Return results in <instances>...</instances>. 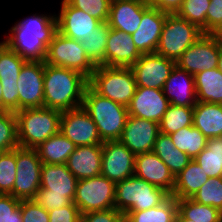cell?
Listing matches in <instances>:
<instances>
[{"label": "cell", "mask_w": 222, "mask_h": 222, "mask_svg": "<svg viewBox=\"0 0 222 222\" xmlns=\"http://www.w3.org/2000/svg\"><path fill=\"white\" fill-rule=\"evenodd\" d=\"M25 59L0 42V82L17 83Z\"/></svg>", "instance_id": "8d00e7d4"}, {"label": "cell", "mask_w": 222, "mask_h": 222, "mask_svg": "<svg viewBox=\"0 0 222 222\" xmlns=\"http://www.w3.org/2000/svg\"><path fill=\"white\" fill-rule=\"evenodd\" d=\"M218 35H219V37H220V39L222 41V31Z\"/></svg>", "instance_id": "11a10c76"}, {"label": "cell", "mask_w": 222, "mask_h": 222, "mask_svg": "<svg viewBox=\"0 0 222 222\" xmlns=\"http://www.w3.org/2000/svg\"><path fill=\"white\" fill-rule=\"evenodd\" d=\"M194 161L209 178L222 177V137L207 139L206 147Z\"/></svg>", "instance_id": "1f68e13d"}, {"label": "cell", "mask_w": 222, "mask_h": 222, "mask_svg": "<svg viewBox=\"0 0 222 222\" xmlns=\"http://www.w3.org/2000/svg\"><path fill=\"white\" fill-rule=\"evenodd\" d=\"M2 83L0 82V112H3Z\"/></svg>", "instance_id": "db71d44e"}, {"label": "cell", "mask_w": 222, "mask_h": 222, "mask_svg": "<svg viewBox=\"0 0 222 222\" xmlns=\"http://www.w3.org/2000/svg\"><path fill=\"white\" fill-rule=\"evenodd\" d=\"M102 144L76 146L66 162L69 171L77 178H86L101 175Z\"/></svg>", "instance_id": "d4e9b609"}, {"label": "cell", "mask_w": 222, "mask_h": 222, "mask_svg": "<svg viewBox=\"0 0 222 222\" xmlns=\"http://www.w3.org/2000/svg\"><path fill=\"white\" fill-rule=\"evenodd\" d=\"M170 197L159 188L135 175L116 183L115 209L125 214L127 211H142L161 205Z\"/></svg>", "instance_id": "5b68a950"}, {"label": "cell", "mask_w": 222, "mask_h": 222, "mask_svg": "<svg viewBox=\"0 0 222 222\" xmlns=\"http://www.w3.org/2000/svg\"><path fill=\"white\" fill-rule=\"evenodd\" d=\"M221 45L218 34H203L180 56L176 65L193 76L217 68Z\"/></svg>", "instance_id": "8fae6325"}, {"label": "cell", "mask_w": 222, "mask_h": 222, "mask_svg": "<svg viewBox=\"0 0 222 222\" xmlns=\"http://www.w3.org/2000/svg\"><path fill=\"white\" fill-rule=\"evenodd\" d=\"M198 102L222 104V73L218 68L194 75Z\"/></svg>", "instance_id": "f1b7e54d"}, {"label": "cell", "mask_w": 222, "mask_h": 222, "mask_svg": "<svg viewBox=\"0 0 222 222\" xmlns=\"http://www.w3.org/2000/svg\"><path fill=\"white\" fill-rule=\"evenodd\" d=\"M76 145L61 132L49 137L37 148L38 156L45 164H66Z\"/></svg>", "instance_id": "83f0119b"}, {"label": "cell", "mask_w": 222, "mask_h": 222, "mask_svg": "<svg viewBox=\"0 0 222 222\" xmlns=\"http://www.w3.org/2000/svg\"><path fill=\"white\" fill-rule=\"evenodd\" d=\"M116 183L98 175L78 180L73 202L82 214L115 208Z\"/></svg>", "instance_id": "9c48e42d"}, {"label": "cell", "mask_w": 222, "mask_h": 222, "mask_svg": "<svg viewBox=\"0 0 222 222\" xmlns=\"http://www.w3.org/2000/svg\"><path fill=\"white\" fill-rule=\"evenodd\" d=\"M153 152L165 163L176 177L191 161V158L174 146L169 135L159 133Z\"/></svg>", "instance_id": "f546056e"}, {"label": "cell", "mask_w": 222, "mask_h": 222, "mask_svg": "<svg viewBox=\"0 0 222 222\" xmlns=\"http://www.w3.org/2000/svg\"><path fill=\"white\" fill-rule=\"evenodd\" d=\"M135 154L120 141L102 144L101 175L114 183L134 175Z\"/></svg>", "instance_id": "9a60e30c"}, {"label": "cell", "mask_w": 222, "mask_h": 222, "mask_svg": "<svg viewBox=\"0 0 222 222\" xmlns=\"http://www.w3.org/2000/svg\"><path fill=\"white\" fill-rule=\"evenodd\" d=\"M56 15H37L11 27L3 43L26 61L45 62L47 47L57 32Z\"/></svg>", "instance_id": "6da1fadb"}, {"label": "cell", "mask_w": 222, "mask_h": 222, "mask_svg": "<svg viewBox=\"0 0 222 222\" xmlns=\"http://www.w3.org/2000/svg\"><path fill=\"white\" fill-rule=\"evenodd\" d=\"M82 108L96 124L102 142L120 140L128 117L126 106L101 96L88 85Z\"/></svg>", "instance_id": "3957f363"}, {"label": "cell", "mask_w": 222, "mask_h": 222, "mask_svg": "<svg viewBox=\"0 0 222 222\" xmlns=\"http://www.w3.org/2000/svg\"><path fill=\"white\" fill-rule=\"evenodd\" d=\"M149 0L111 1L108 25L132 35L140 26L143 13L150 7Z\"/></svg>", "instance_id": "d6986e66"}, {"label": "cell", "mask_w": 222, "mask_h": 222, "mask_svg": "<svg viewBox=\"0 0 222 222\" xmlns=\"http://www.w3.org/2000/svg\"><path fill=\"white\" fill-rule=\"evenodd\" d=\"M72 7L89 13L92 17L107 22L112 0H66Z\"/></svg>", "instance_id": "b9f144b4"}, {"label": "cell", "mask_w": 222, "mask_h": 222, "mask_svg": "<svg viewBox=\"0 0 222 222\" xmlns=\"http://www.w3.org/2000/svg\"><path fill=\"white\" fill-rule=\"evenodd\" d=\"M134 175L163 188L170 195L173 192L175 176L153 151L135 155Z\"/></svg>", "instance_id": "ffe728a7"}, {"label": "cell", "mask_w": 222, "mask_h": 222, "mask_svg": "<svg viewBox=\"0 0 222 222\" xmlns=\"http://www.w3.org/2000/svg\"><path fill=\"white\" fill-rule=\"evenodd\" d=\"M16 169V148L0 152V194L12 195Z\"/></svg>", "instance_id": "ab89813d"}, {"label": "cell", "mask_w": 222, "mask_h": 222, "mask_svg": "<svg viewBox=\"0 0 222 222\" xmlns=\"http://www.w3.org/2000/svg\"><path fill=\"white\" fill-rule=\"evenodd\" d=\"M174 222H194V221L185 219L179 212H177Z\"/></svg>", "instance_id": "f5cc1de1"}, {"label": "cell", "mask_w": 222, "mask_h": 222, "mask_svg": "<svg viewBox=\"0 0 222 222\" xmlns=\"http://www.w3.org/2000/svg\"><path fill=\"white\" fill-rule=\"evenodd\" d=\"M218 70L222 73V45L220 46L219 49V57H218Z\"/></svg>", "instance_id": "816d5d0a"}, {"label": "cell", "mask_w": 222, "mask_h": 222, "mask_svg": "<svg viewBox=\"0 0 222 222\" xmlns=\"http://www.w3.org/2000/svg\"><path fill=\"white\" fill-rule=\"evenodd\" d=\"M49 222H81V213L74 202L48 211Z\"/></svg>", "instance_id": "bcb514c9"}, {"label": "cell", "mask_w": 222, "mask_h": 222, "mask_svg": "<svg viewBox=\"0 0 222 222\" xmlns=\"http://www.w3.org/2000/svg\"><path fill=\"white\" fill-rule=\"evenodd\" d=\"M45 63L75 70L88 79L96 68L79 41L68 38L58 31L47 47Z\"/></svg>", "instance_id": "ba28073f"}, {"label": "cell", "mask_w": 222, "mask_h": 222, "mask_svg": "<svg viewBox=\"0 0 222 222\" xmlns=\"http://www.w3.org/2000/svg\"><path fill=\"white\" fill-rule=\"evenodd\" d=\"M222 31V0H211L206 15V34Z\"/></svg>", "instance_id": "f6af8a7d"}, {"label": "cell", "mask_w": 222, "mask_h": 222, "mask_svg": "<svg viewBox=\"0 0 222 222\" xmlns=\"http://www.w3.org/2000/svg\"><path fill=\"white\" fill-rule=\"evenodd\" d=\"M174 146L181 152L186 153L191 160L206 147L207 138L193 125L184 127L169 135Z\"/></svg>", "instance_id": "836d02e7"}, {"label": "cell", "mask_w": 222, "mask_h": 222, "mask_svg": "<svg viewBox=\"0 0 222 222\" xmlns=\"http://www.w3.org/2000/svg\"><path fill=\"white\" fill-rule=\"evenodd\" d=\"M184 0H149L152 7L168 13L175 14L180 9Z\"/></svg>", "instance_id": "f907efd6"}, {"label": "cell", "mask_w": 222, "mask_h": 222, "mask_svg": "<svg viewBox=\"0 0 222 222\" xmlns=\"http://www.w3.org/2000/svg\"><path fill=\"white\" fill-rule=\"evenodd\" d=\"M203 34L195 24L179 17L176 13H167L156 53L176 62Z\"/></svg>", "instance_id": "52a82bcc"}, {"label": "cell", "mask_w": 222, "mask_h": 222, "mask_svg": "<svg viewBox=\"0 0 222 222\" xmlns=\"http://www.w3.org/2000/svg\"><path fill=\"white\" fill-rule=\"evenodd\" d=\"M34 200L47 211L65 207L73 202L70 198L57 194H37Z\"/></svg>", "instance_id": "c3c4849f"}, {"label": "cell", "mask_w": 222, "mask_h": 222, "mask_svg": "<svg viewBox=\"0 0 222 222\" xmlns=\"http://www.w3.org/2000/svg\"><path fill=\"white\" fill-rule=\"evenodd\" d=\"M15 113L19 147L35 149L60 132L61 111L40 107L22 109Z\"/></svg>", "instance_id": "277c9868"}, {"label": "cell", "mask_w": 222, "mask_h": 222, "mask_svg": "<svg viewBox=\"0 0 222 222\" xmlns=\"http://www.w3.org/2000/svg\"><path fill=\"white\" fill-rule=\"evenodd\" d=\"M16 166L12 196L19 200H34L40 189L42 169L37 150L17 147Z\"/></svg>", "instance_id": "30bf717a"}, {"label": "cell", "mask_w": 222, "mask_h": 222, "mask_svg": "<svg viewBox=\"0 0 222 222\" xmlns=\"http://www.w3.org/2000/svg\"><path fill=\"white\" fill-rule=\"evenodd\" d=\"M162 90L171 105L194 107L198 102L194 76L177 65L172 69Z\"/></svg>", "instance_id": "cb8c5ba5"}, {"label": "cell", "mask_w": 222, "mask_h": 222, "mask_svg": "<svg viewBox=\"0 0 222 222\" xmlns=\"http://www.w3.org/2000/svg\"><path fill=\"white\" fill-rule=\"evenodd\" d=\"M177 212V199L170 196L159 206L142 211H127L125 219L126 222H174Z\"/></svg>", "instance_id": "4dcf8cb0"}, {"label": "cell", "mask_w": 222, "mask_h": 222, "mask_svg": "<svg viewBox=\"0 0 222 222\" xmlns=\"http://www.w3.org/2000/svg\"><path fill=\"white\" fill-rule=\"evenodd\" d=\"M193 108L169 105L159 122L160 133L170 135L193 125Z\"/></svg>", "instance_id": "d590c367"}, {"label": "cell", "mask_w": 222, "mask_h": 222, "mask_svg": "<svg viewBox=\"0 0 222 222\" xmlns=\"http://www.w3.org/2000/svg\"><path fill=\"white\" fill-rule=\"evenodd\" d=\"M23 222H49L48 211L35 200H21Z\"/></svg>", "instance_id": "ee69618b"}, {"label": "cell", "mask_w": 222, "mask_h": 222, "mask_svg": "<svg viewBox=\"0 0 222 222\" xmlns=\"http://www.w3.org/2000/svg\"><path fill=\"white\" fill-rule=\"evenodd\" d=\"M60 132L76 146L103 144L96 124L82 107L61 113Z\"/></svg>", "instance_id": "5bb4252c"}, {"label": "cell", "mask_w": 222, "mask_h": 222, "mask_svg": "<svg viewBox=\"0 0 222 222\" xmlns=\"http://www.w3.org/2000/svg\"><path fill=\"white\" fill-rule=\"evenodd\" d=\"M141 55L131 35L110 28L105 49V66L131 67Z\"/></svg>", "instance_id": "7402d4cb"}, {"label": "cell", "mask_w": 222, "mask_h": 222, "mask_svg": "<svg viewBox=\"0 0 222 222\" xmlns=\"http://www.w3.org/2000/svg\"><path fill=\"white\" fill-rule=\"evenodd\" d=\"M89 86L101 96L128 106L134 96L137 84L130 67L96 66L89 78Z\"/></svg>", "instance_id": "8992f818"}, {"label": "cell", "mask_w": 222, "mask_h": 222, "mask_svg": "<svg viewBox=\"0 0 222 222\" xmlns=\"http://www.w3.org/2000/svg\"><path fill=\"white\" fill-rule=\"evenodd\" d=\"M88 85L80 72L44 62V107L61 112L82 107Z\"/></svg>", "instance_id": "7a4b0ae2"}, {"label": "cell", "mask_w": 222, "mask_h": 222, "mask_svg": "<svg viewBox=\"0 0 222 222\" xmlns=\"http://www.w3.org/2000/svg\"><path fill=\"white\" fill-rule=\"evenodd\" d=\"M77 182L66 164L42 163L40 189L37 194L63 195L73 201Z\"/></svg>", "instance_id": "44dd1931"}, {"label": "cell", "mask_w": 222, "mask_h": 222, "mask_svg": "<svg viewBox=\"0 0 222 222\" xmlns=\"http://www.w3.org/2000/svg\"><path fill=\"white\" fill-rule=\"evenodd\" d=\"M17 83H2L3 112L18 111V87Z\"/></svg>", "instance_id": "681fc988"}, {"label": "cell", "mask_w": 222, "mask_h": 222, "mask_svg": "<svg viewBox=\"0 0 222 222\" xmlns=\"http://www.w3.org/2000/svg\"><path fill=\"white\" fill-rule=\"evenodd\" d=\"M159 133V123L128 115L119 141L138 155L153 151Z\"/></svg>", "instance_id": "2e32d148"}, {"label": "cell", "mask_w": 222, "mask_h": 222, "mask_svg": "<svg viewBox=\"0 0 222 222\" xmlns=\"http://www.w3.org/2000/svg\"><path fill=\"white\" fill-rule=\"evenodd\" d=\"M192 199L222 212V177L209 178Z\"/></svg>", "instance_id": "60d3db41"}, {"label": "cell", "mask_w": 222, "mask_h": 222, "mask_svg": "<svg viewBox=\"0 0 222 222\" xmlns=\"http://www.w3.org/2000/svg\"><path fill=\"white\" fill-rule=\"evenodd\" d=\"M18 111L44 107V62L26 61L17 80Z\"/></svg>", "instance_id": "7c38bea8"}, {"label": "cell", "mask_w": 222, "mask_h": 222, "mask_svg": "<svg viewBox=\"0 0 222 222\" xmlns=\"http://www.w3.org/2000/svg\"><path fill=\"white\" fill-rule=\"evenodd\" d=\"M109 30L110 26L108 23L102 22L93 30V33L80 42L87 57L95 66H105V49Z\"/></svg>", "instance_id": "d6a6232c"}, {"label": "cell", "mask_w": 222, "mask_h": 222, "mask_svg": "<svg viewBox=\"0 0 222 222\" xmlns=\"http://www.w3.org/2000/svg\"><path fill=\"white\" fill-rule=\"evenodd\" d=\"M81 222H126L125 214L115 208L81 215Z\"/></svg>", "instance_id": "7dc6e473"}, {"label": "cell", "mask_w": 222, "mask_h": 222, "mask_svg": "<svg viewBox=\"0 0 222 222\" xmlns=\"http://www.w3.org/2000/svg\"><path fill=\"white\" fill-rule=\"evenodd\" d=\"M176 62L157 53L142 54L130 67L137 87L162 90Z\"/></svg>", "instance_id": "4fadbf2b"}, {"label": "cell", "mask_w": 222, "mask_h": 222, "mask_svg": "<svg viewBox=\"0 0 222 222\" xmlns=\"http://www.w3.org/2000/svg\"><path fill=\"white\" fill-rule=\"evenodd\" d=\"M19 147L17 117L13 111L0 112V152Z\"/></svg>", "instance_id": "f35d334b"}, {"label": "cell", "mask_w": 222, "mask_h": 222, "mask_svg": "<svg viewBox=\"0 0 222 222\" xmlns=\"http://www.w3.org/2000/svg\"><path fill=\"white\" fill-rule=\"evenodd\" d=\"M167 13L150 6L142 15L139 28L131 35L141 54L156 53Z\"/></svg>", "instance_id": "603a6c76"}, {"label": "cell", "mask_w": 222, "mask_h": 222, "mask_svg": "<svg viewBox=\"0 0 222 222\" xmlns=\"http://www.w3.org/2000/svg\"><path fill=\"white\" fill-rule=\"evenodd\" d=\"M193 126L207 139L222 137V104L197 102L193 108Z\"/></svg>", "instance_id": "484cf974"}, {"label": "cell", "mask_w": 222, "mask_h": 222, "mask_svg": "<svg viewBox=\"0 0 222 222\" xmlns=\"http://www.w3.org/2000/svg\"><path fill=\"white\" fill-rule=\"evenodd\" d=\"M178 212L194 222H222V212L212 206L195 202L192 198L177 199Z\"/></svg>", "instance_id": "e575fe53"}, {"label": "cell", "mask_w": 222, "mask_h": 222, "mask_svg": "<svg viewBox=\"0 0 222 222\" xmlns=\"http://www.w3.org/2000/svg\"><path fill=\"white\" fill-rule=\"evenodd\" d=\"M0 222H23L21 200L0 194Z\"/></svg>", "instance_id": "7bdbcfd3"}, {"label": "cell", "mask_w": 222, "mask_h": 222, "mask_svg": "<svg viewBox=\"0 0 222 222\" xmlns=\"http://www.w3.org/2000/svg\"><path fill=\"white\" fill-rule=\"evenodd\" d=\"M209 179L200 165L191 160L175 177V186L170 196L176 199L192 198Z\"/></svg>", "instance_id": "4316f807"}, {"label": "cell", "mask_w": 222, "mask_h": 222, "mask_svg": "<svg viewBox=\"0 0 222 222\" xmlns=\"http://www.w3.org/2000/svg\"><path fill=\"white\" fill-rule=\"evenodd\" d=\"M211 0H184L177 15L199 27L206 34V15Z\"/></svg>", "instance_id": "74e56055"}, {"label": "cell", "mask_w": 222, "mask_h": 222, "mask_svg": "<svg viewBox=\"0 0 222 222\" xmlns=\"http://www.w3.org/2000/svg\"><path fill=\"white\" fill-rule=\"evenodd\" d=\"M57 19V30L62 35L83 41L102 22L81 9L72 7L66 0H62Z\"/></svg>", "instance_id": "e0dca14e"}, {"label": "cell", "mask_w": 222, "mask_h": 222, "mask_svg": "<svg viewBox=\"0 0 222 222\" xmlns=\"http://www.w3.org/2000/svg\"><path fill=\"white\" fill-rule=\"evenodd\" d=\"M170 105L163 90L137 87L127 106L128 115L159 123Z\"/></svg>", "instance_id": "ac0fdd59"}]
</instances>
